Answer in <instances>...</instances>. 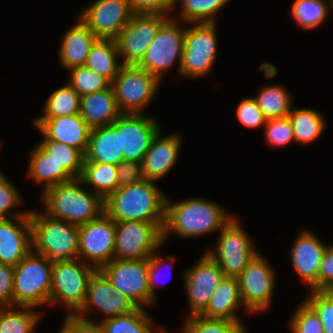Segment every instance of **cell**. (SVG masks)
Returning <instances> with one entry per match:
<instances>
[{"label": "cell", "mask_w": 333, "mask_h": 333, "mask_svg": "<svg viewBox=\"0 0 333 333\" xmlns=\"http://www.w3.org/2000/svg\"><path fill=\"white\" fill-rule=\"evenodd\" d=\"M234 217L236 216L228 214L218 203L207 199L188 198L173 202L167 196L162 228L163 242L172 232L184 238H197L220 231Z\"/></svg>", "instance_id": "cell-1"}, {"label": "cell", "mask_w": 333, "mask_h": 333, "mask_svg": "<svg viewBox=\"0 0 333 333\" xmlns=\"http://www.w3.org/2000/svg\"><path fill=\"white\" fill-rule=\"evenodd\" d=\"M144 179L119 187L104 200V212L114 221L164 222L166 195Z\"/></svg>", "instance_id": "cell-2"}, {"label": "cell", "mask_w": 333, "mask_h": 333, "mask_svg": "<svg viewBox=\"0 0 333 333\" xmlns=\"http://www.w3.org/2000/svg\"><path fill=\"white\" fill-rule=\"evenodd\" d=\"M84 186L76 178L43 190L41 200L44 212L77 226L98 218L104 212V200Z\"/></svg>", "instance_id": "cell-3"}, {"label": "cell", "mask_w": 333, "mask_h": 333, "mask_svg": "<svg viewBox=\"0 0 333 333\" xmlns=\"http://www.w3.org/2000/svg\"><path fill=\"white\" fill-rule=\"evenodd\" d=\"M32 250L50 262L79 258V227L53 218L44 211L30 210Z\"/></svg>", "instance_id": "cell-4"}, {"label": "cell", "mask_w": 333, "mask_h": 333, "mask_svg": "<svg viewBox=\"0 0 333 333\" xmlns=\"http://www.w3.org/2000/svg\"><path fill=\"white\" fill-rule=\"evenodd\" d=\"M52 266L45 256L33 250L14 266L13 306L49 305Z\"/></svg>", "instance_id": "cell-5"}, {"label": "cell", "mask_w": 333, "mask_h": 333, "mask_svg": "<svg viewBox=\"0 0 333 333\" xmlns=\"http://www.w3.org/2000/svg\"><path fill=\"white\" fill-rule=\"evenodd\" d=\"M96 270L79 258L54 262L49 305L62 304L69 315H75L84 304L89 280Z\"/></svg>", "instance_id": "cell-6"}, {"label": "cell", "mask_w": 333, "mask_h": 333, "mask_svg": "<svg viewBox=\"0 0 333 333\" xmlns=\"http://www.w3.org/2000/svg\"><path fill=\"white\" fill-rule=\"evenodd\" d=\"M234 217L220 231L215 249L206 253L219 265L225 277L237 278L259 253L251 237Z\"/></svg>", "instance_id": "cell-7"}, {"label": "cell", "mask_w": 333, "mask_h": 333, "mask_svg": "<svg viewBox=\"0 0 333 333\" xmlns=\"http://www.w3.org/2000/svg\"><path fill=\"white\" fill-rule=\"evenodd\" d=\"M160 83L156 76L138 65H123L111 82L120 112L145 113L143 111L154 100Z\"/></svg>", "instance_id": "cell-8"}, {"label": "cell", "mask_w": 333, "mask_h": 333, "mask_svg": "<svg viewBox=\"0 0 333 333\" xmlns=\"http://www.w3.org/2000/svg\"><path fill=\"white\" fill-rule=\"evenodd\" d=\"M216 25V22L190 23V27L185 28L182 76L198 78L212 71L218 48Z\"/></svg>", "instance_id": "cell-9"}, {"label": "cell", "mask_w": 333, "mask_h": 333, "mask_svg": "<svg viewBox=\"0 0 333 333\" xmlns=\"http://www.w3.org/2000/svg\"><path fill=\"white\" fill-rule=\"evenodd\" d=\"M164 222H115L114 259H149L164 244Z\"/></svg>", "instance_id": "cell-10"}, {"label": "cell", "mask_w": 333, "mask_h": 333, "mask_svg": "<svg viewBox=\"0 0 333 333\" xmlns=\"http://www.w3.org/2000/svg\"><path fill=\"white\" fill-rule=\"evenodd\" d=\"M185 27L169 17L158 29L156 37L148 46L146 54L138 64L160 81L163 75L178 60V71L182 61ZM174 63V64H173Z\"/></svg>", "instance_id": "cell-11"}, {"label": "cell", "mask_w": 333, "mask_h": 333, "mask_svg": "<svg viewBox=\"0 0 333 333\" xmlns=\"http://www.w3.org/2000/svg\"><path fill=\"white\" fill-rule=\"evenodd\" d=\"M100 270L137 307L146 308L154 304L156 299L151 296L148 282L149 259H113Z\"/></svg>", "instance_id": "cell-12"}, {"label": "cell", "mask_w": 333, "mask_h": 333, "mask_svg": "<svg viewBox=\"0 0 333 333\" xmlns=\"http://www.w3.org/2000/svg\"><path fill=\"white\" fill-rule=\"evenodd\" d=\"M168 18L163 14H134L115 38L123 65H138L141 62L159 27Z\"/></svg>", "instance_id": "cell-13"}, {"label": "cell", "mask_w": 333, "mask_h": 333, "mask_svg": "<svg viewBox=\"0 0 333 333\" xmlns=\"http://www.w3.org/2000/svg\"><path fill=\"white\" fill-rule=\"evenodd\" d=\"M241 299L247 312L267 311L275 288L274 269L260 252L237 277Z\"/></svg>", "instance_id": "cell-14"}, {"label": "cell", "mask_w": 333, "mask_h": 333, "mask_svg": "<svg viewBox=\"0 0 333 333\" xmlns=\"http://www.w3.org/2000/svg\"><path fill=\"white\" fill-rule=\"evenodd\" d=\"M78 227L79 259L100 270L114 259L115 222L103 212Z\"/></svg>", "instance_id": "cell-15"}, {"label": "cell", "mask_w": 333, "mask_h": 333, "mask_svg": "<svg viewBox=\"0 0 333 333\" xmlns=\"http://www.w3.org/2000/svg\"><path fill=\"white\" fill-rule=\"evenodd\" d=\"M119 132L123 160L141 162L152 139L161 130L157 119L147 114L122 113L113 123Z\"/></svg>", "instance_id": "cell-16"}, {"label": "cell", "mask_w": 333, "mask_h": 333, "mask_svg": "<svg viewBox=\"0 0 333 333\" xmlns=\"http://www.w3.org/2000/svg\"><path fill=\"white\" fill-rule=\"evenodd\" d=\"M225 277L219 265L205 252L199 261L183 272L189 315H199Z\"/></svg>", "instance_id": "cell-17"}, {"label": "cell", "mask_w": 333, "mask_h": 333, "mask_svg": "<svg viewBox=\"0 0 333 333\" xmlns=\"http://www.w3.org/2000/svg\"><path fill=\"white\" fill-rule=\"evenodd\" d=\"M134 14L129 0H96L79 18L98 38L115 39Z\"/></svg>", "instance_id": "cell-18"}, {"label": "cell", "mask_w": 333, "mask_h": 333, "mask_svg": "<svg viewBox=\"0 0 333 333\" xmlns=\"http://www.w3.org/2000/svg\"><path fill=\"white\" fill-rule=\"evenodd\" d=\"M94 307L106 315L104 319L126 315L137 308L129 298L112 285L101 270H96L91 276L84 304L75 315L87 320L86 315Z\"/></svg>", "instance_id": "cell-19"}, {"label": "cell", "mask_w": 333, "mask_h": 333, "mask_svg": "<svg viewBox=\"0 0 333 333\" xmlns=\"http://www.w3.org/2000/svg\"><path fill=\"white\" fill-rule=\"evenodd\" d=\"M292 246L290 259L296 273L310 290L319 291V269L327 244L315 233L302 229Z\"/></svg>", "instance_id": "cell-20"}, {"label": "cell", "mask_w": 333, "mask_h": 333, "mask_svg": "<svg viewBox=\"0 0 333 333\" xmlns=\"http://www.w3.org/2000/svg\"><path fill=\"white\" fill-rule=\"evenodd\" d=\"M36 129L44 136L42 140H53L75 147L84 155L89 146L91 128L80 114L55 118H36L33 120Z\"/></svg>", "instance_id": "cell-21"}, {"label": "cell", "mask_w": 333, "mask_h": 333, "mask_svg": "<svg viewBox=\"0 0 333 333\" xmlns=\"http://www.w3.org/2000/svg\"><path fill=\"white\" fill-rule=\"evenodd\" d=\"M31 250L30 214L0 219V262L16 266Z\"/></svg>", "instance_id": "cell-22"}, {"label": "cell", "mask_w": 333, "mask_h": 333, "mask_svg": "<svg viewBox=\"0 0 333 333\" xmlns=\"http://www.w3.org/2000/svg\"><path fill=\"white\" fill-rule=\"evenodd\" d=\"M161 130L152 139L141 163L145 179L157 181L164 177L178 161L181 134L175 132L161 137Z\"/></svg>", "instance_id": "cell-23"}, {"label": "cell", "mask_w": 333, "mask_h": 333, "mask_svg": "<svg viewBox=\"0 0 333 333\" xmlns=\"http://www.w3.org/2000/svg\"><path fill=\"white\" fill-rule=\"evenodd\" d=\"M63 35L59 47L62 67L72 69L85 66L90 49L98 37L80 20Z\"/></svg>", "instance_id": "cell-24"}, {"label": "cell", "mask_w": 333, "mask_h": 333, "mask_svg": "<svg viewBox=\"0 0 333 333\" xmlns=\"http://www.w3.org/2000/svg\"><path fill=\"white\" fill-rule=\"evenodd\" d=\"M243 305L238 279L224 277L215 289L206 308L199 315L208 319H223L240 323L242 319L236 312Z\"/></svg>", "instance_id": "cell-25"}, {"label": "cell", "mask_w": 333, "mask_h": 333, "mask_svg": "<svg viewBox=\"0 0 333 333\" xmlns=\"http://www.w3.org/2000/svg\"><path fill=\"white\" fill-rule=\"evenodd\" d=\"M79 114L91 129L111 125L122 114L111 85L105 90L82 96Z\"/></svg>", "instance_id": "cell-26"}, {"label": "cell", "mask_w": 333, "mask_h": 333, "mask_svg": "<svg viewBox=\"0 0 333 333\" xmlns=\"http://www.w3.org/2000/svg\"><path fill=\"white\" fill-rule=\"evenodd\" d=\"M27 176L36 183H44V190L51 186L76 179L62 164L52 158L39 144L30 151Z\"/></svg>", "instance_id": "cell-27"}, {"label": "cell", "mask_w": 333, "mask_h": 333, "mask_svg": "<svg viewBox=\"0 0 333 333\" xmlns=\"http://www.w3.org/2000/svg\"><path fill=\"white\" fill-rule=\"evenodd\" d=\"M122 160L123 154L120 151L119 132L115 127L111 124L91 129L84 162L118 165Z\"/></svg>", "instance_id": "cell-28"}, {"label": "cell", "mask_w": 333, "mask_h": 333, "mask_svg": "<svg viewBox=\"0 0 333 333\" xmlns=\"http://www.w3.org/2000/svg\"><path fill=\"white\" fill-rule=\"evenodd\" d=\"M119 52L115 39L98 38L92 45L85 67L105 77L110 83L120 72Z\"/></svg>", "instance_id": "cell-29"}, {"label": "cell", "mask_w": 333, "mask_h": 333, "mask_svg": "<svg viewBox=\"0 0 333 333\" xmlns=\"http://www.w3.org/2000/svg\"><path fill=\"white\" fill-rule=\"evenodd\" d=\"M79 179L103 200L119 188L116 165L110 163L83 162Z\"/></svg>", "instance_id": "cell-30"}, {"label": "cell", "mask_w": 333, "mask_h": 333, "mask_svg": "<svg viewBox=\"0 0 333 333\" xmlns=\"http://www.w3.org/2000/svg\"><path fill=\"white\" fill-rule=\"evenodd\" d=\"M296 143L310 144L317 140L325 129L322 113L311 108L297 109L293 107L288 114Z\"/></svg>", "instance_id": "cell-31"}, {"label": "cell", "mask_w": 333, "mask_h": 333, "mask_svg": "<svg viewBox=\"0 0 333 333\" xmlns=\"http://www.w3.org/2000/svg\"><path fill=\"white\" fill-rule=\"evenodd\" d=\"M254 98L267 119L286 117L292 110L293 98L280 84L263 87Z\"/></svg>", "instance_id": "cell-32"}, {"label": "cell", "mask_w": 333, "mask_h": 333, "mask_svg": "<svg viewBox=\"0 0 333 333\" xmlns=\"http://www.w3.org/2000/svg\"><path fill=\"white\" fill-rule=\"evenodd\" d=\"M153 323L145 308L137 307L129 314L103 319L100 325L104 333H156Z\"/></svg>", "instance_id": "cell-33"}, {"label": "cell", "mask_w": 333, "mask_h": 333, "mask_svg": "<svg viewBox=\"0 0 333 333\" xmlns=\"http://www.w3.org/2000/svg\"><path fill=\"white\" fill-rule=\"evenodd\" d=\"M0 307V333H35L36 325L43 312L34 307Z\"/></svg>", "instance_id": "cell-34"}, {"label": "cell", "mask_w": 333, "mask_h": 333, "mask_svg": "<svg viewBox=\"0 0 333 333\" xmlns=\"http://www.w3.org/2000/svg\"><path fill=\"white\" fill-rule=\"evenodd\" d=\"M80 95L68 84L54 90L47 98L43 115L37 118H55L79 114Z\"/></svg>", "instance_id": "cell-35"}, {"label": "cell", "mask_w": 333, "mask_h": 333, "mask_svg": "<svg viewBox=\"0 0 333 333\" xmlns=\"http://www.w3.org/2000/svg\"><path fill=\"white\" fill-rule=\"evenodd\" d=\"M178 3L179 0H176ZM230 0H180L181 6L178 12L182 23L216 22V14Z\"/></svg>", "instance_id": "cell-36"}, {"label": "cell", "mask_w": 333, "mask_h": 333, "mask_svg": "<svg viewBox=\"0 0 333 333\" xmlns=\"http://www.w3.org/2000/svg\"><path fill=\"white\" fill-rule=\"evenodd\" d=\"M330 0H295L291 6L292 18L304 30L315 29L329 14Z\"/></svg>", "instance_id": "cell-37"}, {"label": "cell", "mask_w": 333, "mask_h": 333, "mask_svg": "<svg viewBox=\"0 0 333 333\" xmlns=\"http://www.w3.org/2000/svg\"><path fill=\"white\" fill-rule=\"evenodd\" d=\"M38 144L75 178H80L85 155L79 149L53 140H42Z\"/></svg>", "instance_id": "cell-38"}, {"label": "cell", "mask_w": 333, "mask_h": 333, "mask_svg": "<svg viewBox=\"0 0 333 333\" xmlns=\"http://www.w3.org/2000/svg\"><path fill=\"white\" fill-rule=\"evenodd\" d=\"M70 71V81L67 82L80 97L107 89L111 83L97 72L85 66L75 67Z\"/></svg>", "instance_id": "cell-39"}, {"label": "cell", "mask_w": 333, "mask_h": 333, "mask_svg": "<svg viewBox=\"0 0 333 333\" xmlns=\"http://www.w3.org/2000/svg\"><path fill=\"white\" fill-rule=\"evenodd\" d=\"M289 327L291 333H324L319 315L305 300L296 307Z\"/></svg>", "instance_id": "cell-40"}, {"label": "cell", "mask_w": 333, "mask_h": 333, "mask_svg": "<svg viewBox=\"0 0 333 333\" xmlns=\"http://www.w3.org/2000/svg\"><path fill=\"white\" fill-rule=\"evenodd\" d=\"M22 201L19 190L0 171V219L26 216L30 210L12 212Z\"/></svg>", "instance_id": "cell-41"}, {"label": "cell", "mask_w": 333, "mask_h": 333, "mask_svg": "<svg viewBox=\"0 0 333 333\" xmlns=\"http://www.w3.org/2000/svg\"><path fill=\"white\" fill-rule=\"evenodd\" d=\"M236 324L228 320L192 315L186 317L182 333H228Z\"/></svg>", "instance_id": "cell-42"}, {"label": "cell", "mask_w": 333, "mask_h": 333, "mask_svg": "<svg viewBox=\"0 0 333 333\" xmlns=\"http://www.w3.org/2000/svg\"><path fill=\"white\" fill-rule=\"evenodd\" d=\"M264 127L267 143L273 147H285L291 142H295L293 128L288 116L267 119Z\"/></svg>", "instance_id": "cell-43"}, {"label": "cell", "mask_w": 333, "mask_h": 333, "mask_svg": "<svg viewBox=\"0 0 333 333\" xmlns=\"http://www.w3.org/2000/svg\"><path fill=\"white\" fill-rule=\"evenodd\" d=\"M305 301L315 310L321 320L324 333H333V301L321 291L310 290Z\"/></svg>", "instance_id": "cell-44"}, {"label": "cell", "mask_w": 333, "mask_h": 333, "mask_svg": "<svg viewBox=\"0 0 333 333\" xmlns=\"http://www.w3.org/2000/svg\"><path fill=\"white\" fill-rule=\"evenodd\" d=\"M236 115L240 123L250 129L264 126L267 122L255 98H243L236 109Z\"/></svg>", "instance_id": "cell-45"}, {"label": "cell", "mask_w": 333, "mask_h": 333, "mask_svg": "<svg viewBox=\"0 0 333 333\" xmlns=\"http://www.w3.org/2000/svg\"><path fill=\"white\" fill-rule=\"evenodd\" d=\"M135 14L170 15L171 9L177 4L176 0H129Z\"/></svg>", "instance_id": "cell-46"}, {"label": "cell", "mask_w": 333, "mask_h": 333, "mask_svg": "<svg viewBox=\"0 0 333 333\" xmlns=\"http://www.w3.org/2000/svg\"><path fill=\"white\" fill-rule=\"evenodd\" d=\"M116 168L119 187L131 185L145 179L141 162L122 160L116 165Z\"/></svg>", "instance_id": "cell-47"}, {"label": "cell", "mask_w": 333, "mask_h": 333, "mask_svg": "<svg viewBox=\"0 0 333 333\" xmlns=\"http://www.w3.org/2000/svg\"><path fill=\"white\" fill-rule=\"evenodd\" d=\"M65 321L58 333H104L100 323L76 315H65Z\"/></svg>", "instance_id": "cell-48"}, {"label": "cell", "mask_w": 333, "mask_h": 333, "mask_svg": "<svg viewBox=\"0 0 333 333\" xmlns=\"http://www.w3.org/2000/svg\"><path fill=\"white\" fill-rule=\"evenodd\" d=\"M14 266L0 262V307L13 306Z\"/></svg>", "instance_id": "cell-49"}, {"label": "cell", "mask_w": 333, "mask_h": 333, "mask_svg": "<svg viewBox=\"0 0 333 333\" xmlns=\"http://www.w3.org/2000/svg\"><path fill=\"white\" fill-rule=\"evenodd\" d=\"M333 283V245L326 248L319 269V291Z\"/></svg>", "instance_id": "cell-50"}, {"label": "cell", "mask_w": 333, "mask_h": 333, "mask_svg": "<svg viewBox=\"0 0 333 333\" xmlns=\"http://www.w3.org/2000/svg\"><path fill=\"white\" fill-rule=\"evenodd\" d=\"M156 250L154 254L149 258V274H148V282H149V289L151 296L155 299L156 298V281L157 275H158V270L160 269V266L163 262V257H160V254H157ZM165 282V281H164Z\"/></svg>", "instance_id": "cell-51"}, {"label": "cell", "mask_w": 333, "mask_h": 333, "mask_svg": "<svg viewBox=\"0 0 333 333\" xmlns=\"http://www.w3.org/2000/svg\"><path fill=\"white\" fill-rule=\"evenodd\" d=\"M228 333H248L243 322L237 323Z\"/></svg>", "instance_id": "cell-52"}, {"label": "cell", "mask_w": 333, "mask_h": 333, "mask_svg": "<svg viewBox=\"0 0 333 333\" xmlns=\"http://www.w3.org/2000/svg\"><path fill=\"white\" fill-rule=\"evenodd\" d=\"M321 292L333 301V283L324 287Z\"/></svg>", "instance_id": "cell-53"}, {"label": "cell", "mask_w": 333, "mask_h": 333, "mask_svg": "<svg viewBox=\"0 0 333 333\" xmlns=\"http://www.w3.org/2000/svg\"><path fill=\"white\" fill-rule=\"evenodd\" d=\"M160 328H161V327L159 326V328H157V327H156L155 329H156V330H158V329H159V330H158V331H159V333H160V332H161V333H167L165 330H163V329H160Z\"/></svg>", "instance_id": "cell-54"}, {"label": "cell", "mask_w": 333, "mask_h": 333, "mask_svg": "<svg viewBox=\"0 0 333 333\" xmlns=\"http://www.w3.org/2000/svg\"><path fill=\"white\" fill-rule=\"evenodd\" d=\"M330 4H331L332 10H333V0H330Z\"/></svg>", "instance_id": "cell-55"}]
</instances>
